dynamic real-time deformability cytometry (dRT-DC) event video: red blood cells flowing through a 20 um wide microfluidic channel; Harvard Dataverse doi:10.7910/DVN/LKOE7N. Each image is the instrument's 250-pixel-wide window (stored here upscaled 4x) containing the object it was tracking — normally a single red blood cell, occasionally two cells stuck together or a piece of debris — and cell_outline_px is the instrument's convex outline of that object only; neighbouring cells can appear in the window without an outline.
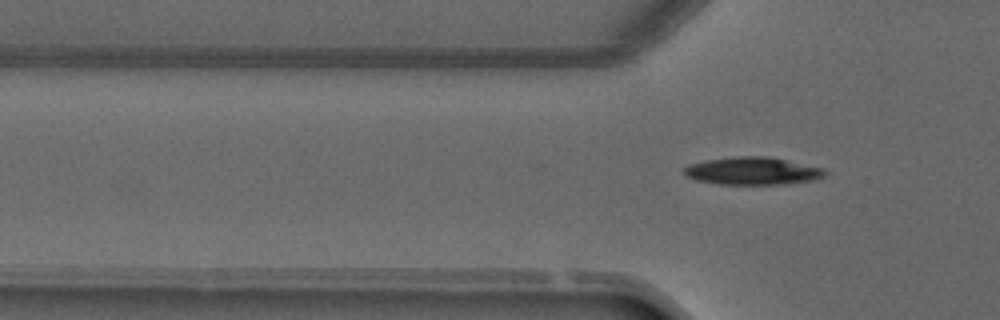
{"species": "common noctule bat (a hibernating species)", "species_latin": "Nyctalus noctula", "temperature_condition": "warm", "stored_images_in_passage": 2, "camera_frame_rate_fps": 3000, "um_per_image_px": 0.085, "animal": {"sex": "male", "forearm_length_mm": 52.5}, "frame": {"image": 1, "passage_image": 2, "time_ms": 1.333, "image_size_px": [1000, 320], "cell_outline_px": [[828, 172], [824, 176], [812, 180], [784, 184], [720, 184], [696, 180], [684, 176], [684, 168], [688, 164], [708, 160], [736, 156], [768, 156], [824, 168]], "centroid_in_image_um": [63.96, 14.53], "position_along_channel_um": 61.8, "area_um2": 22.66}}